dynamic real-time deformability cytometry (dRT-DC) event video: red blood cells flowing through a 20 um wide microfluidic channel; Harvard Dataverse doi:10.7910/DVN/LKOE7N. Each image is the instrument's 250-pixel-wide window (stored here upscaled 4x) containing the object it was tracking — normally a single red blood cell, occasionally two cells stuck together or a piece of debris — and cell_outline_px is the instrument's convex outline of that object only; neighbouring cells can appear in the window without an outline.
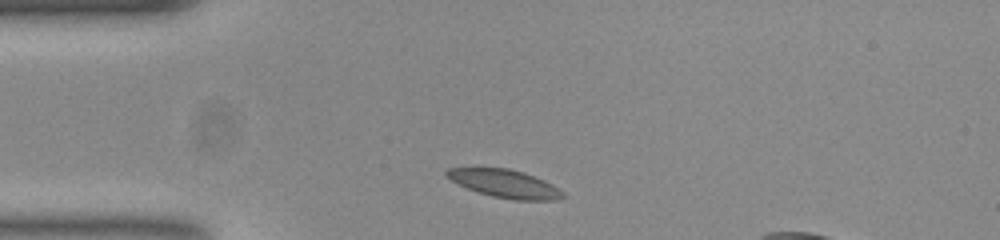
{"species": "common noctule bat (a hibernating species)", "species_latin": "Nyctalus noctula", "temperature_condition": "room temperature", "stored_images_in_passage": 36, "camera_frame_rate_fps": 3000, "um_per_image_px": 0.085, "animal": {"sex": "female", "body_mass_g": 23.0, "forearm_length_mm": 53.4}, "frame": {"image": 1, "passage_image": 3, "time_ms": 0.667, "image_size_px": [1000, 240], "cell_outline_px": [[564, 196], [552, 200], [512, 200], [492, 196], [468, 188], [444, 176], [444, 172], [448, 168], [508, 168], [524, 172], [544, 180], [552, 184], [564, 192]], "centroid_in_image_um": [42.91, 15.6], "position_along_channel_um": 42.1, "area_um2": 18.79}}
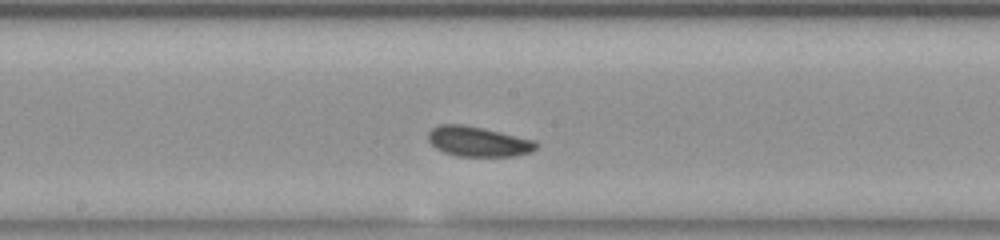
{"frame": {"image": 2, "passage_image": 18, "time_ms": 5.667, "image_size_px": [1000, 240], "cell_outline_px": [[536, 148], [528, 152], [512, 156], [460, 156], [444, 152], [436, 148], [428, 140], [428, 132], [432, 128], [440, 124], [460, 124], [484, 128], [532, 140], [536, 144]], "centroid_in_image_um": [40.57, 12.02], "position_along_channel_um": 207.6, "area_um2": 18.5}}
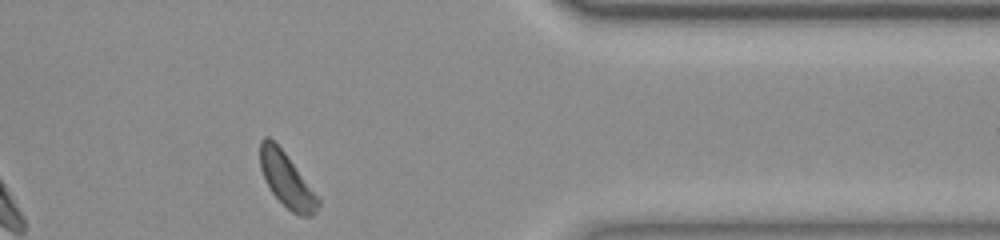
{"frame": {"image": 3, "passage_image": 34, "time_ms": 11.0, "image_size_px": [1000, 240], "cell_outline_px": [[320, 204], [316, 212], [312, 216], [300, 216], [292, 212], [272, 192], [260, 168], [260, 140], [264, 136], [268, 136], [284, 152], [320, 200]], "centroid_in_image_um": [24.36, 15.3], "position_along_channel_um": 387.0, "area_um2": 17.74}, "authors_computed_cell_mechanics": {"area_um2": 18.496, "velocity_mm_per_s": 3.7447, "shape_relaxation_time_tau1_ms": 1.5652, "shape_relaxation_time_tau2_ms": 3.259, "deformation_change_tau1": 0.0572, "deformation_change_tau2": 0.0918}}